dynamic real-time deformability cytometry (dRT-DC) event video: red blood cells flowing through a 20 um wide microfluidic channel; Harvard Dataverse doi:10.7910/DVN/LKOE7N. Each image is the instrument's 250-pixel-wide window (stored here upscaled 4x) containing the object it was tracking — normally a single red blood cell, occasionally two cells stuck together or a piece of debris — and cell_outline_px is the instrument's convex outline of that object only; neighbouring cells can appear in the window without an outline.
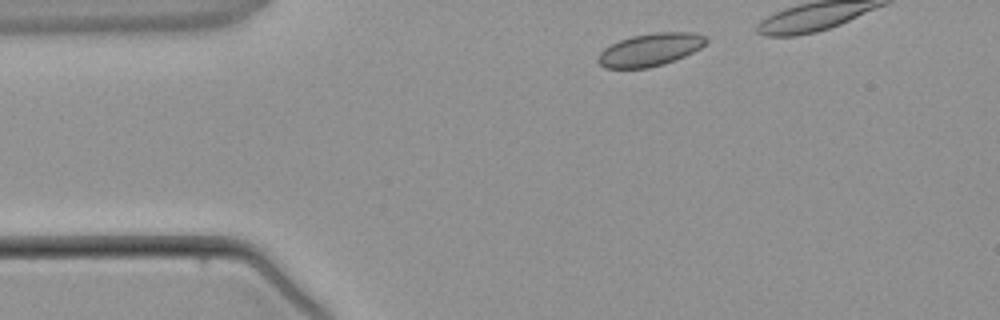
{"species": "common noctule bat (a hibernating species)", "species_latin": "Nyctalus noctula", "temperature_condition": "warm", "stored_images_in_passage": 3, "camera_frame_rate_fps": 3000, "um_per_image_px": 0.085, "animal": {"sex": "male", "body_mass_g": 21.5, "forearm_length_mm": 52.0}, "frame": {"image": 1, "passage_image": 1, "time_ms": 0.0, "image_size_px": [1000, 320], "cell_outline_px": [[708, 40], [700, 48], [684, 56], [664, 64], [648, 68], [604, 68], [596, 60], [600, 52], [604, 48], [620, 40], [632, 36], [656, 32], [692, 32], [704, 36]], "centroid_in_image_um": [55.24, 4.23], "position_along_channel_um": 29.8, "area_um2": 20.46}}